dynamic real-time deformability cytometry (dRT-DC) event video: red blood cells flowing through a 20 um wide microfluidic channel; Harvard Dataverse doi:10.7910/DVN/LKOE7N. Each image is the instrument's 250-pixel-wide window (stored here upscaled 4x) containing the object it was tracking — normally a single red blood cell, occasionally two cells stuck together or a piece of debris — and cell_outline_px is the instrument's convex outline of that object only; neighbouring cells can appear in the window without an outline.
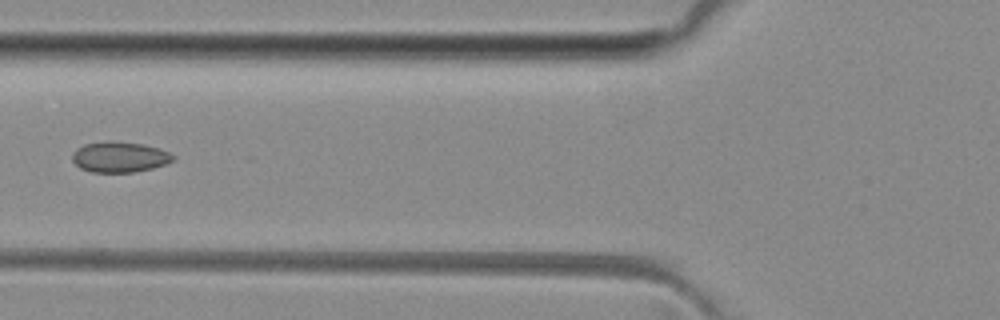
{"species": "common noctule bat (a hibernating species)", "species_latin": "Nyctalus noctula", "temperature_condition": "room temperature", "stored_images_in_passage": 6, "camera_frame_rate_fps": 3000, "um_per_image_px": 0.085, "animal": {"sex": "female", "body_mass_g": 29.2, "forearm_length_mm": 56.3}, "frame": {"image": 1, "passage_image": 6, "time_ms": 5.667, "image_size_px": [1000, 320], "cell_outline_px": [[176, 156], [172, 160], [164, 164], [152, 168], [132, 172], [92, 172], [80, 168], [72, 160], [72, 156], [76, 148], [84, 144], [104, 140], [112, 140], [140, 144], [156, 148], [168, 152]], "centroid_in_image_um": [10.11, 13.33], "position_along_channel_um": 115.7, "area_um2": 17.86}}